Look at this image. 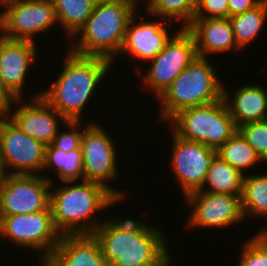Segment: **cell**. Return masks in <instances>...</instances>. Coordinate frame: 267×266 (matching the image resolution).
<instances>
[{"label":"cell","mask_w":267,"mask_h":266,"mask_svg":"<svg viewBox=\"0 0 267 266\" xmlns=\"http://www.w3.org/2000/svg\"><path fill=\"white\" fill-rule=\"evenodd\" d=\"M241 206L246 216L267 217V173L244 175Z\"/></svg>","instance_id":"obj_24"},{"label":"cell","mask_w":267,"mask_h":266,"mask_svg":"<svg viewBox=\"0 0 267 266\" xmlns=\"http://www.w3.org/2000/svg\"><path fill=\"white\" fill-rule=\"evenodd\" d=\"M67 54L58 78L40 93L66 121H80L82 110L113 63L103 57L79 55L70 50Z\"/></svg>","instance_id":"obj_2"},{"label":"cell","mask_w":267,"mask_h":266,"mask_svg":"<svg viewBox=\"0 0 267 266\" xmlns=\"http://www.w3.org/2000/svg\"><path fill=\"white\" fill-rule=\"evenodd\" d=\"M244 242L239 266H267V230L262 229Z\"/></svg>","instance_id":"obj_28"},{"label":"cell","mask_w":267,"mask_h":266,"mask_svg":"<svg viewBox=\"0 0 267 266\" xmlns=\"http://www.w3.org/2000/svg\"><path fill=\"white\" fill-rule=\"evenodd\" d=\"M216 152L225 162H228L243 175L246 168L253 167L257 162H264L238 131Z\"/></svg>","instance_id":"obj_26"},{"label":"cell","mask_w":267,"mask_h":266,"mask_svg":"<svg viewBox=\"0 0 267 266\" xmlns=\"http://www.w3.org/2000/svg\"><path fill=\"white\" fill-rule=\"evenodd\" d=\"M197 2L198 0H152L146 5V11L151 17L159 16L170 23L183 20L181 28H187L194 18Z\"/></svg>","instance_id":"obj_27"},{"label":"cell","mask_w":267,"mask_h":266,"mask_svg":"<svg viewBox=\"0 0 267 266\" xmlns=\"http://www.w3.org/2000/svg\"><path fill=\"white\" fill-rule=\"evenodd\" d=\"M130 0H97L91 16L74 35L70 51L110 60L121 53L129 21L137 11ZM77 44V45H76Z\"/></svg>","instance_id":"obj_4"},{"label":"cell","mask_w":267,"mask_h":266,"mask_svg":"<svg viewBox=\"0 0 267 266\" xmlns=\"http://www.w3.org/2000/svg\"><path fill=\"white\" fill-rule=\"evenodd\" d=\"M16 105L18 108L5 113L25 134L44 145L53 142L59 131V123L67 122L42 96L37 93L28 103ZM62 120V122H60Z\"/></svg>","instance_id":"obj_15"},{"label":"cell","mask_w":267,"mask_h":266,"mask_svg":"<svg viewBox=\"0 0 267 266\" xmlns=\"http://www.w3.org/2000/svg\"><path fill=\"white\" fill-rule=\"evenodd\" d=\"M263 0H228L229 17L254 9Z\"/></svg>","instance_id":"obj_33"},{"label":"cell","mask_w":267,"mask_h":266,"mask_svg":"<svg viewBox=\"0 0 267 266\" xmlns=\"http://www.w3.org/2000/svg\"><path fill=\"white\" fill-rule=\"evenodd\" d=\"M57 22L62 25L66 34L73 36L91 16L97 0H52Z\"/></svg>","instance_id":"obj_23"},{"label":"cell","mask_w":267,"mask_h":266,"mask_svg":"<svg viewBox=\"0 0 267 266\" xmlns=\"http://www.w3.org/2000/svg\"><path fill=\"white\" fill-rule=\"evenodd\" d=\"M18 99L5 85L4 81L0 76V114L11 112L12 104L20 102Z\"/></svg>","instance_id":"obj_32"},{"label":"cell","mask_w":267,"mask_h":266,"mask_svg":"<svg viewBox=\"0 0 267 266\" xmlns=\"http://www.w3.org/2000/svg\"><path fill=\"white\" fill-rule=\"evenodd\" d=\"M56 167L57 176L61 182L84 180L82 150L74 149L69 152L56 149L52 144L45 147L44 170Z\"/></svg>","instance_id":"obj_22"},{"label":"cell","mask_w":267,"mask_h":266,"mask_svg":"<svg viewBox=\"0 0 267 266\" xmlns=\"http://www.w3.org/2000/svg\"><path fill=\"white\" fill-rule=\"evenodd\" d=\"M236 43L240 48L253 42L267 21V0L254 9L229 17Z\"/></svg>","instance_id":"obj_25"},{"label":"cell","mask_w":267,"mask_h":266,"mask_svg":"<svg viewBox=\"0 0 267 266\" xmlns=\"http://www.w3.org/2000/svg\"><path fill=\"white\" fill-rule=\"evenodd\" d=\"M82 130L81 150L84 180L102 184L122 201L123 198H126L124 197L125 192L112 188L106 183L112 178L114 179L118 171L113 139L95 123L86 125Z\"/></svg>","instance_id":"obj_11"},{"label":"cell","mask_w":267,"mask_h":266,"mask_svg":"<svg viewBox=\"0 0 267 266\" xmlns=\"http://www.w3.org/2000/svg\"><path fill=\"white\" fill-rule=\"evenodd\" d=\"M166 43L164 49L153 59L147 74L143 77L149 91L159 98L181 72L198 56L193 35L180 28Z\"/></svg>","instance_id":"obj_9"},{"label":"cell","mask_w":267,"mask_h":266,"mask_svg":"<svg viewBox=\"0 0 267 266\" xmlns=\"http://www.w3.org/2000/svg\"><path fill=\"white\" fill-rule=\"evenodd\" d=\"M81 121H67L63 124L67 125L69 132L58 131L53 142L51 143L56 149L64 150L69 152L74 149H79L81 147V138L83 131L78 130Z\"/></svg>","instance_id":"obj_30"},{"label":"cell","mask_w":267,"mask_h":266,"mask_svg":"<svg viewBox=\"0 0 267 266\" xmlns=\"http://www.w3.org/2000/svg\"><path fill=\"white\" fill-rule=\"evenodd\" d=\"M216 73L207 57L197 56L158 98L159 118L165 122L184 109L222 99L224 85Z\"/></svg>","instance_id":"obj_5"},{"label":"cell","mask_w":267,"mask_h":266,"mask_svg":"<svg viewBox=\"0 0 267 266\" xmlns=\"http://www.w3.org/2000/svg\"><path fill=\"white\" fill-rule=\"evenodd\" d=\"M194 18H229L228 0H198Z\"/></svg>","instance_id":"obj_31"},{"label":"cell","mask_w":267,"mask_h":266,"mask_svg":"<svg viewBox=\"0 0 267 266\" xmlns=\"http://www.w3.org/2000/svg\"><path fill=\"white\" fill-rule=\"evenodd\" d=\"M40 266H110L93 234L62 235L49 258Z\"/></svg>","instance_id":"obj_18"},{"label":"cell","mask_w":267,"mask_h":266,"mask_svg":"<svg viewBox=\"0 0 267 266\" xmlns=\"http://www.w3.org/2000/svg\"><path fill=\"white\" fill-rule=\"evenodd\" d=\"M0 235L19 247L43 251L41 264L49 258L61 239L53 222L51 207L29 214L0 215Z\"/></svg>","instance_id":"obj_7"},{"label":"cell","mask_w":267,"mask_h":266,"mask_svg":"<svg viewBox=\"0 0 267 266\" xmlns=\"http://www.w3.org/2000/svg\"><path fill=\"white\" fill-rule=\"evenodd\" d=\"M169 123L178 137L202 143L216 151L237 131L223 98L184 109Z\"/></svg>","instance_id":"obj_6"},{"label":"cell","mask_w":267,"mask_h":266,"mask_svg":"<svg viewBox=\"0 0 267 266\" xmlns=\"http://www.w3.org/2000/svg\"><path fill=\"white\" fill-rule=\"evenodd\" d=\"M133 15L128 23L124 44L121 50L129 58H138L145 61L153 59L165 47L166 43L173 36L168 33L165 25L167 20L142 21L134 24Z\"/></svg>","instance_id":"obj_16"},{"label":"cell","mask_w":267,"mask_h":266,"mask_svg":"<svg viewBox=\"0 0 267 266\" xmlns=\"http://www.w3.org/2000/svg\"><path fill=\"white\" fill-rule=\"evenodd\" d=\"M116 221V222H115ZM100 222L93 232L110 266H170L162 231L131 218Z\"/></svg>","instance_id":"obj_1"},{"label":"cell","mask_w":267,"mask_h":266,"mask_svg":"<svg viewBox=\"0 0 267 266\" xmlns=\"http://www.w3.org/2000/svg\"><path fill=\"white\" fill-rule=\"evenodd\" d=\"M244 175L217 154L211 161L202 192L241 195ZM209 185L208 189L205 187Z\"/></svg>","instance_id":"obj_21"},{"label":"cell","mask_w":267,"mask_h":266,"mask_svg":"<svg viewBox=\"0 0 267 266\" xmlns=\"http://www.w3.org/2000/svg\"><path fill=\"white\" fill-rule=\"evenodd\" d=\"M192 209L187 220L191 228H222L244 219L241 195L195 191L185 196Z\"/></svg>","instance_id":"obj_14"},{"label":"cell","mask_w":267,"mask_h":266,"mask_svg":"<svg viewBox=\"0 0 267 266\" xmlns=\"http://www.w3.org/2000/svg\"><path fill=\"white\" fill-rule=\"evenodd\" d=\"M135 6L138 7V5L136 4L137 2H139L138 0H130ZM152 0H145V5H148ZM147 3V4H146Z\"/></svg>","instance_id":"obj_35"},{"label":"cell","mask_w":267,"mask_h":266,"mask_svg":"<svg viewBox=\"0 0 267 266\" xmlns=\"http://www.w3.org/2000/svg\"><path fill=\"white\" fill-rule=\"evenodd\" d=\"M0 144L5 169H14L8 174L42 171L46 145L25 134L6 114H0Z\"/></svg>","instance_id":"obj_12"},{"label":"cell","mask_w":267,"mask_h":266,"mask_svg":"<svg viewBox=\"0 0 267 266\" xmlns=\"http://www.w3.org/2000/svg\"><path fill=\"white\" fill-rule=\"evenodd\" d=\"M8 171L5 170V166L3 163V158H2V151H1V144H0V180L4 178L8 173Z\"/></svg>","instance_id":"obj_34"},{"label":"cell","mask_w":267,"mask_h":266,"mask_svg":"<svg viewBox=\"0 0 267 266\" xmlns=\"http://www.w3.org/2000/svg\"><path fill=\"white\" fill-rule=\"evenodd\" d=\"M36 45L29 41H14L0 35V76L18 98L23 95V83L36 57Z\"/></svg>","instance_id":"obj_17"},{"label":"cell","mask_w":267,"mask_h":266,"mask_svg":"<svg viewBox=\"0 0 267 266\" xmlns=\"http://www.w3.org/2000/svg\"><path fill=\"white\" fill-rule=\"evenodd\" d=\"M173 148L171 165L177 176L183 194L200 190L206 180L211 161L217 154L216 150L196 141L178 137L172 132Z\"/></svg>","instance_id":"obj_13"},{"label":"cell","mask_w":267,"mask_h":266,"mask_svg":"<svg viewBox=\"0 0 267 266\" xmlns=\"http://www.w3.org/2000/svg\"><path fill=\"white\" fill-rule=\"evenodd\" d=\"M52 179L30 174H7L0 180V215L29 214L50 207Z\"/></svg>","instance_id":"obj_10"},{"label":"cell","mask_w":267,"mask_h":266,"mask_svg":"<svg viewBox=\"0 0 267 266\" xmlns=\"http://www.w3.org/2000/svg\"><path fill=\"white\" fill-rule=\"evenodd\" d=\"M186 29L193 35L200 57L239 48L229 18H193Z\"/></svg>","instance_id":"obj_19"},{"label":"cell","mask_w":267,"mask_h":266,"mask_svg":"<svg viewBox=\"0 0 267 266\" xmlns=\"http://www.w3.org/2000/svg\"><path fill=\"white\" fill-rule=\"evenodd\" d=\"M72 183L64 182L57 190L50 191L55 228L61 236L93 234L100 225L95 220L96 211L115 205L120 200L97 182L81 180L77 185L75 181L74 185Z\"/></svg>","instance_id":"obj_3"},{"label":"cell","mask_w":267,"mask_h":266,"mask_svg":"<svg viewBox=\"0 0 267 266\" xmlns=\"http://www.w3.org/2000/svg\"><path fill=\"white\" fill-rule=\"evenodd\" d=\"M223 87V100L238 128L247 123L267 120V90L262 85H242L235 95ZM232 98L230 101L229 99Z\"/></svg>","instance_id":"obj_20"},{"label":"cell","mask_w":267,"mask_h":266,"mask_svg":"<svg viewBox=\"0 0 267 266\" xmlns=\"http://www.w3.org/2000/svg\"><path fill=\"white\" fill-rule=\"evenodd\" d=\"M0 12L3 38L35 43L34 35L47 31L57 22L52 0H7Z\"/></svg>","instance_id":"obj_8"},{"label":"cell","mask_w":267,"mask_h":266,"mask_svg":"<svg viewBox=\"0 0 267 266\" xmlns=\"http://www.w3.org/2000/svg\"><path fill=\"white\" fill-rule=\"evenodd\" d=\"M237 131L267 163V120L244 124Z\"/></svg>","instance_id":"obj_29"}]
</instances>
